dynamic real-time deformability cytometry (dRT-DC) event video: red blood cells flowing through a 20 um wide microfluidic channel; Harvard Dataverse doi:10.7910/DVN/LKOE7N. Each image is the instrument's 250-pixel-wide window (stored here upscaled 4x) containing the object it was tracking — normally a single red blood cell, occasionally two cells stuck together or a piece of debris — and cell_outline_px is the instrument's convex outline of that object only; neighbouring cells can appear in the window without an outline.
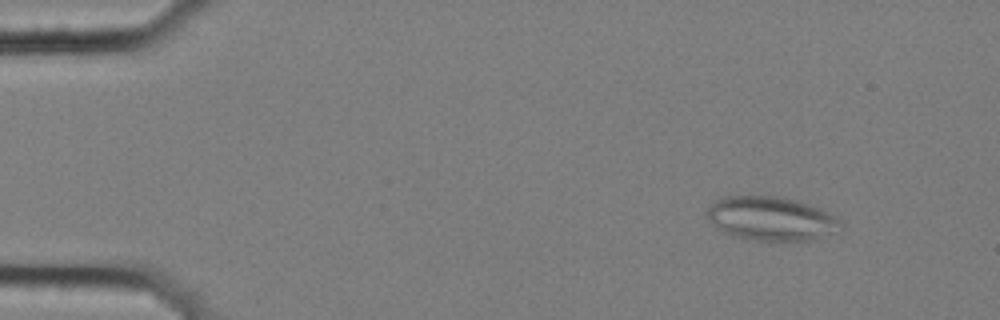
{"species": "common noctule bat (a hibernating species)", "species_latin": "Nyctalus noctula", "temperature_condition": "cold", "stored_images_in_passage": 57, "segment_of_instrument_passage": [1, 2], "camera_frame_rate_fps": 3000, "um_per_image_px": 0.085, "animal": {"sex": "female", "body_mass_g": 25.1}, "frame": {"image": 1, "passage_image": 7, "time_ms": 2.0, "image_size_px": [1000, 320], "cell_outline_px": [[844, 224], [832, 232], [812, 240], [772, 244], [744, 240], [732, 236], [724, 232], [712, 224], [708, 220], [704, 212], [720, 196], [776, 196], [800, 200], [820, 208], [836, 216]], "centroid_in_image_um": [65.51, 18.62], "position_along_channel_um": 19.5, "area_um2": 35.43}}